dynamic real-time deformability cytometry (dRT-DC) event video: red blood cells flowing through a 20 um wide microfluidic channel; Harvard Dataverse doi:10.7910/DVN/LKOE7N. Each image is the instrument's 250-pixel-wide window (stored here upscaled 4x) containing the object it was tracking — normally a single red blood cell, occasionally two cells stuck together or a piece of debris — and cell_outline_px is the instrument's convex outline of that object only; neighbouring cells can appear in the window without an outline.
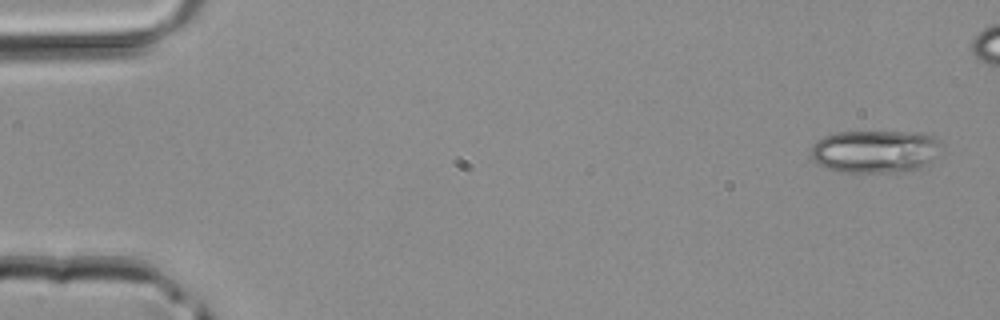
{"species": "common noctule bat (a hibernating species)", "species_latin": "Nyctalus noctula", "temperature_condition": "room temperature", "stored_images_in_passage": 5, "camera_frame_rate_fps": 3000, "um_per_image_px": 0.085, "animal": {"sex": "male", "body_mass_g": 20.4}, "frame": {"image": 1, "passage_image": 1, "time_ms": 0.0, "image_size_px": [1000, 320], "cell_outline_px": [[944, 144], [936, 156], [912, 172], [840, 172], [820, 164], [812, 160], [812, 144], [816, 140], [824, 136], [836, 132], [920, 132], [936, 136]], "centroid_in_image_um": [74.43, 12.85], "position_along_channel_um": 10.6, "area_um2": 32.83}}